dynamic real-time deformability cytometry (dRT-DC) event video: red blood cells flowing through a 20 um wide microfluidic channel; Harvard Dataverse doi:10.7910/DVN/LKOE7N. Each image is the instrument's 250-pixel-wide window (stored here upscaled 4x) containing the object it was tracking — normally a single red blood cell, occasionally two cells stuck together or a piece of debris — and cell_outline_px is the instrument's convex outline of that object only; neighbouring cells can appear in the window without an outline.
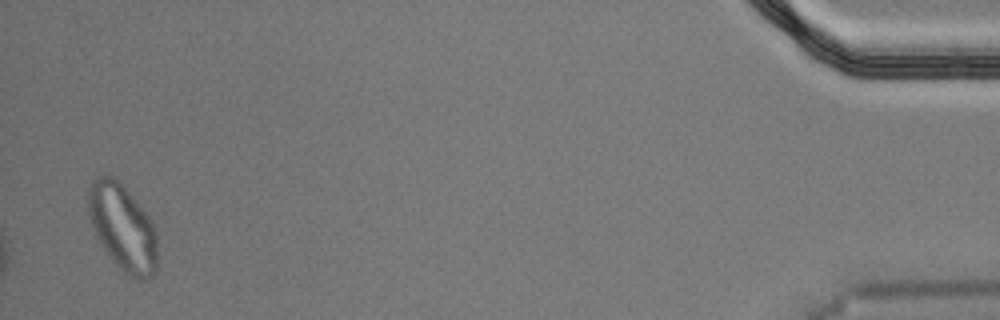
{"species": "Egyptian fruit bat (a non-hibernating species)", "species_latin": "Rousettus aegyptiacus", "temperature_condition": "cold", "stored_images_in_passage": 47, "segment_of_instrument_passage": [2, 2], "camera_frame_rate_fps": 3000, "um_per_image_px": 0.085, "animal": {"sex": "male"}, "frame": {"image": 1, "passage_image": 46, "time_ms": 15.0, "image_size_px": [1000, 320], "cell_outline_px": [[156, 272], [152, 276], [144, 280], [136, 280], [128, 276], [116, 264], [104, 248], [96, 236], [88, 212], [88, 192], [92, 180], [96, 176], [108, 172], [132, 196], [152, 220], [156, 232]], "centroid_in_image_um": [10.42, 19.33], "position_along_channel_um": 424.8, "area_um2": 34.68}}